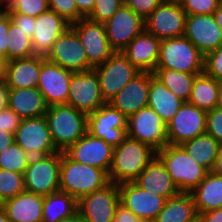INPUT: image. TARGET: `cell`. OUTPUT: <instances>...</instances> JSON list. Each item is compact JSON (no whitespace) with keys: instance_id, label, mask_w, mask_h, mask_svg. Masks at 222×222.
<instances>
[{"instance_id":"cell-1","label":"cell","mask_w":222,"mask_h":222,"mask_svg":"<svg viewBox=\"0 0 222 222\" xmlns=\"http://www.w3.org/2000/svg\"><path fill=\"white\" fill-rule=\"evenodd\" d=\"M156 156L157 151L151 146L127 136L114 148L108 172L110 182L115 184L134 182Z\"/></svg>"},{"instance_id":"cell-2","label":"cell","mask_w":222,"mask_h":222,"mask_svg":"<svg viewBox=\"0 0 222 222\" xmlns=\"http://www.w3.org/2000/svg\"><path fill=\"white\" fill-rule=\"evenodd\" d=\"M44 116L52 141L59 152L66 151L87 133L88 114L68 104L48 106Z\"/></svg>"},{"instance_id":"cell-3","label":"cell","mask_w":222,"mask_h":222,"mask_svg":"<svg viewBox=\"0 0 222 222\" xmlns=\"http://www.w3.org/2000/svg\"><path fill=\"white\" fill-rule=\"evenodd\" d=\"M110 183L108 173L100 168L72 160L61 152L60 191L72 195L77 201Z\"/></svg>"},{"instance_id":"cell-4","label":"cell","mask_w":222,"mask_h":222,"mask_svg":"<svg viewBox=\"0 0 222 222\" xmlns=\"http://www.w3.org/2000/svg\"><path fill=\"white\" fill-rule=\"evenodd\" d=\"M157 157L166 166L180 192L193 191L208 173L180 145L167 144L157 151Z\"/></svg>"},{"instance_id":"cell-5","label":"cell","mask_w":222,"mask_h":222,"mask_svg":"<svg viewBox=\"0 0 222 222\" xmlns=\"http://www.w3.org/2000/svg\"><path fill=\"white\" fill-rule=\"evenodd\" d=\"M156 69L199 75L204 72V55L184 35L161 40Z\"/></svg>"},{"instance_id":"cell-6","label":"cell","mask_w":222,"mask_h":222,"mask_svg":"<svg viewBox=\"0 0 222 222\" xmlns=\"http://www.w3.org/2000/svg\"><path fill=\"white\" fill-rule=\"evenodd\" d=\"M61 152L31 157L24 172L25 191L46 196L60 191Z\"/></svg>"},{"instance_id":"cell-7","label":"cell","mask_w":222,"mask_h":222,"mask_svg":"<svg viewBox=\"0 0 222 222\" xmlns=\"http://www.w3.org/2000/svg\"><path fill=\"white\" fill-rule=\"evenodd\" d=\"M93 69L98 76L100 90L106 103L141 72L120 51Z\"/></svg>"},{"instance_id":"cell-8","label":"cell","mask_w":222,"mask_h":222,"mask_svg":"<svg viewBox=\"0 0 222 222\" xmlns=\"http://www.w3.org/2000/svg\"><path fill=\"white\" fill-rule=\"evenodd\" d=\"M119 204V184L110 182L105 187L81 197L77 201V212L86 222H113Z\"/></svg>"},{"instance_id":"cell-9","label":"cell","mask_w":222,"mask_h":222,"mask_svg":"<svg viewBox=\"0 0 222 222\" xmlns=\"http://www.w3.org/2000/svg\"><path fill=\"white\" fill-rule=\"evenodd\" d=\"M187 14L179 2L162 1L144 20L145 30L160 40L184 35Z\"/></svg>"},{"instance_id":"cell-10","label":"cell","mask_w":222,"mask_h":222,"mask_svg":"<svg viewBox=\"0 0 222 222\" xmlns=\"http://www.w3.org/2000/svg\"><path fill=\"white\" fill-rule=\"evenodd\" d=\"M128 118L109 103L88 114L87 132L113 148L127 137Z\"/></svg>"},{"instance_id":"cell-11","label":"cell","mask_w":222,"mask_h":222,"mask_svg":"<svg viewBox=\"0 0 222 222\" xmlns=\"http://www.w3.org/2000/svg\"><path fill=\"white\" fill-rule=\"evenodd\" d=\"M127 136L151 146L155 151L168 144L166 124L148 106L128 117Z\"/></svg>"},{"instance_id":"cell-12","label":"cell","mask_w":222,"mask_h":222,"mask_svg":"<svg viewBox=\"0 0 222 222\" xmlns=\"http://www.w3.org/2000/svg\"><path fill=\"white\" fill-rule=\"evenodd\" d=\"M14 139L15 143L31 157L47 156L59 152L52 141L45 116L21 119Z\"/></svg>"},{"instance_id":"cell-13","label":"cell","mask_w":222,"mask_h":222,"mask_svg":"<svg viewBox=\"0 0 222 222\" xmlns=\"http://www.w3.org/2000/svg\"><path fill=\"white\" fill-rule=\"evenodd\" d=\"M67 104L86 114L106 104L94 69L72 74Z\"/></svg>"},{"instance_id":"cell-14","label":"cell","mask_w":222,"mask_h":222,"mask_svg":"<svg viewBox=\"0 0 222 222\" xmlns=\"http://www.w3.org/2000/svg\"><path fill=\"white\" fill-rule=\"evenodd\" d=\"M71 27L78 35L93 68L103 64L115 53L107 39L104 23L81 18L71 24Z\"/></svg>"},{"instance_id":"cell-15","label":"cell","mask_w":222,"mask_h":222,"mask_svg":"<svg viewBox=\"0 0 222 222\" xmlns=\"http://www.w3.org/2000/svg\"><path fill=\"white\" fill-rule=\"evenodd\" d=\"M45 58L74 73L93 69L78 35L72 27L58 37Z\"/></svg>"},{"instance_id":"cell-16","label":"cell","mask_w":222,"mask_h":222,"mask_svg":"<svg viewBox=\"0 0 222 222\" xmlns=\"http://www.w3.org/2000/svg\"><path fill=\"white\" fill-rule=\"evenodd\" d=\"M206 115L207 111L184 102L166 125L168 144L181 145L187 140L205 134Z\"/></svg>"},{"instance_id":"cell-17","label":"cell","mask_w":222,"mask_h":222,"mask_svg":"<svg viewBox=\"0 0 222 222\" xmlns=\"http://www.w3.org/2000/svg\"><path fill=\"white\" fill-rule=\"evenodd\" d=\"M107 39L115 52L122 51L144 29V19L128 6L122 5L104 22Z\"/></svg>"},{"instance_id":"cell-18","label":"cell","mask_w":222,"mask_h":222,"mask_svg":"<svg viewBox=\"0 0 222 222\" xmlns=\"http://www.w3.org/2000/svg\"><path fill=\"white\" fill-rule=\"evenodd\" d=\"M120 204L131 210L144 222H153L163 209L166 198L146 191L134 182L119 184Z\"/></svg>"},{"instance_id":"cell-19","label":"cell","mask_w":222,"mask_h":222,"mask_svg":"<svg viewBox=\"0 0 222 222\" xmlns=\"http://www.w3.org/2000/svg\"><path fill=\"white\" fill-rule=\"evenodd\" d=\"M64 152L76 162L100 168L108 173L114 148L103 139L87 132Z\"/></svg>"},{"instance_id":"cell-20","label":"cell","mask_w":222,"mask_h":222,"mask_svg":"<svg viewBox=\"0 0 222 222\" xmlns=\"http://www.w3.org/2000/svg\"><path fill=\"white\" fill-rule=\"evenodd\" d=\"M74 72L44 58L41 61L38 89L48 106L68 103L69 85Z\"/></svg>"},{"instance_id":"cell-21","label":"cell","mask_w":222,"mask_h":222,"mask_svg":"<svg viewBox=\"0 0 222 222\" xmlns=\"http://www.w3.org/2000/svg\"><path fill=\"white\" fill-rule=\"evenodd\" d=\"M184 36L205 55L222 46V31L213 15H187Z\"/></svg>"},{"instance_id":"cell-22","label":"cell","mask_w":222,"mask_h":222,"mask_svg":"<svg viewBox=\"0 0 222 222\" xmlns=\"http://www.w3.org/2000/svg\"><path fill=\"white\" fill-rule=\"evenodd\" d=\"M153 76L152 72H140L108 103L127 118L147 107L150 80Z\"/></svg>"},{"instance_id":"cell-23","label":"cell","mask_w":222,"mask_h":222,"mask_svg":"<svg viewBox=\"0 0 222 222\" xmlns=\"http://www.w3.org/2000/svg\"><path fill=\"white\" fill-rule=\"evenodd\" d=\"M71 27L64 18L53 10H48L35 18L32 39L36 55L46 56L58 37Z\"/></svg>"},{"instance_id":"cell-24","label":"cell","mask_w":222,"mask_h":222,"mask_svg":"<svg viewBox=\"0 0 222 222\" xmlns=\"http://www.w3.org/2000/svg\"><path fill=\"white\" fill-rule=\"evenodd\" d=\"M161 40L145 29L121 52L141 72H154L157 66Z\"/></svg>"},{"instance_id":"cell-25","label":"cell","mask_w":222,"mask_h":222,"mask_svg":"<svg viewBox=\"0 0 222 222\" xmlns=\"http://www.w3.org/2000/svg\"><path fill=\"white\" fill-rule=\"evenodd\" d=\"M43 55L13 59L5 63L3 79L9 89L38 87Z\"/></svg>"},{"instance_id":"cell-26","label":"cell","mask_w":222,"mask_h":222,"mask_svg":"<svg viewBox=\"0 0 222 222\" xmlns=\"http://www.w3.org/2000/svg\"><path fill=\"white\" fill-rule=\"evenodd\" d=\"M134 183L143 190L151 191L166 199L180 193V190L171 179L166 166L157 156L140 173Z\"/></svg>"},{"instance_id":"cell-27","label":"cell","mask_w":222,"mask_h":222,"mask_svg":"<svg viewBox=\"0 0 222 222\" xmlns=\"http://www.w3.org/2000/svg\"><path fill=\"white\" fill-rule=\"evenodd\" d=\"M44 196L24 191L3 202L10 222H42Z\"/></svg>"},{"instance_id":"cell-28","label":"cell","mask_w":222,"mask_h":222,"mask_svg":"<svg viewBox=\"0 0 222 222\" xmlns=\"http://www.w3.org/2000/svg\"><path fill=\"white\" fill-rule=\"evenodd\" d=\"M8 107L21 119L44 116L48 105L37 87L9 89Z\"/></svg>"},{"instance_id":"cell-29","label":"cell","mask_w":222,"mask_h":222,"mask_svg":"<svg viewBox=\"0 0 222 222\" xmlns=\"http://www.w3.org/2000/svg\"><path fill=\"white\" fill-rule=\"evenodd\" d=\"M184 103L154 76L150 80L148 107L153 109L167 125Z\"/></svg>"},{"instance_id":"cell-30","label":"cell","mask_w":222,"mask_h":222,"mask_svg":"<svg viewBox=\"0 0 222 222\" xmlns=\"http://www.w3.org/2000/svg\"><path fill=\"white\" fill-rule=\"evenodd\" d=\"M191 193L198 214L222 207V176L209 171Z\"/></svg>"},{"instance_id":"cell-31","label":"cell","mask_w":222,"mask_h":222,"mask_svg":"<svg viewBox=\"0 0 222 222\" xmlns=\"http://www.w3.org/2000/svg\"><path fill=\"white\" fill-rule=\"evenodd\" d=\"M198 215L191 192H180L166 200L153 222H187Z\"/></svg>"},{"instance_id":"cell-32","label":"cell","mask_w":222,"mask_h":222,"mask_svg":"<svg viewBox=\"0 0 222 222\" xmlns=\"http://www.w3.org/2000/svg\"><path fill=\"white\" fill-rule=\"evenodd\" d=\"M220 143L208 134H202L183 142L180 146L208 172L218 156Z\"/></svg>"},{"instance_id":"cell-33","label":"cell","mask_w":222,"mask_h":222,"mask_svg":"<svg viewBox=\"0 0 222 222\" xmlns=\"http://www.w3.org/2000/svg\"><path fill=\"white\" fill-rule=\"evenodd\" d=\"M219 87V81L203 72L195 77L188 102L205 111L212 110L217 107Z\"/></svg>"},{"instance_id":"cell-34","label":"cell","mask_w":222,"mask_h":222,"mask_svg":"<svg viewBox=\"0 0 222 222\" xmlns=\"http://www.w3.org/2000/svg\"><path fill=\"white\" fill-rule=\"evenodd\" d=\"M77 212V200L68 193L58 191L44 196L42 222H59Z\"/></svg>"},{"instance_id":"cell-35","label":"cell","mask_w":222,"mask_h":222,"mask_svg":"<svg viewBox=\"0 0 222 222\" xmlns=\"http://www.w3.org/2000/svg\"><path fill=\"white\" fill-rule=\"evenodd\" d=\"M154 77L184 102H188L196 74L170 69H155Z\"/></svg>"},{"instance_id":"cell-36","label":"cell","mask_w":222,"mask_h":222,"mask_svg":"<svg viewBox=\"0 0 222 222\" xmlns=\"http://www.w3.org/2000/svg\"><path fill=\"white\" fill-rule=\"evenodd\" d=\"M34 55L36 54L33 51L32 39L11 21L7 38V62Z\"/></svg>"},{"instance_id":"cell-37","label":"cell","mask_w":222,"mask_h":222,"mask_svg":"<svg viewBox=\"0 0 222 222\" xmlns=\"http://www.w3.org/2000/svg\"><path fill=\"white\" fill-rule=\"evenodd\" d=\"M30 159L31 156L14 142L0 153V169L24 174Z\"/></svg>"},{"instance_id":"cell-38","label":"cell","mask_w":222,"mask_h":222,"mask_svg":"<svg viewBox=\"0 0 222 222\" xmlns=\"http://www.w3.org/2000/svg\"><path fill=\"white\" fill-rule=\"evenodd\" d=\"M24 191V174L0 169V199L3 202Z\"/></svg>"},{"instance_id":"cell-39","label":"cell","mask_w":222,"mask_h":222,"mask_svg":"<svg viewBox=\"0 0 222 222\" xmlns=\"http://www.w3.org/2000/svg\"><path fill=\"white\" fill-rule=\"evenodd\" d=\"M49 10L48 0H15L9 14H24L33 18Z\"/></svg>"},{"instance_id":"cell-40","label":"cell","mask_w":222,"mask_h":222,"mask_svg":"<svg viewBox=\"0 0 222 222\" xmlns=\"http://www.w3.org/2000/svg\"><path fill=\"white\" fill-rule=\"evenodd\" d=\"M122 0H95L88 19L104 23L122 6Z\"/></svg>"},{"instance_id":"cell-41","label":"cell","mask_w":222,"mask_h":222,"mask_svg":"<svg viewBox=\"0 0 222 222\" xmlns=\"http://www.w3.org/2000/svg\"><path fill=\"white\" fill-rule=\"evenodd\" d=\"M204 73L222 83V46L204 55Z\"/></svg>"},{"instance_id":"cell-42","label":"cell","mask_w":222,"mask_h":222,"mask_svg":"<svg viewBox=\"0 0 222 222\" xmlns=\"http://www.w3.org/2000/svg\"><path fill=\"white\" fill-rule=\"evenodd\" d=\"M49 9L56 12L68 23L73 24L78 21V9L75 0H48Z\"/></svg>"},{"instance_id":"cell-43","label":"cell","mask_w":222,"mask_h":222,"mask_svg":"<svg viewBox=\"0 0 222 222\" xmlns=\"http://www.w3.org/2000/svg\"><path fill=\"white\" fill-rule=\"evenodd\" d=\"M180 4L187 15H210L220 5L219 0H181Z\"/></svg>"},{"instance_id":"cell-44","label":"cell","mask_w":222,"mask_h":222,"mask_svg":"<svg viewBox=\"0 0 222 222\" xmlns=\"http://www.w3.org/2000/svg\"><path fill=\"white\" fill-rule=\"evenodd\" d=\"M205 133L222 144V109L215 107L207 111Z\"/></svg>"},{"instance_id":"cell-45","label":"cell","mask_w":222,"mask_h":222,"mask_svg":"<svg viewBox=\"0 0 222 222\" xmlns=\"http://www.w3.org/2000/svg\"><path fill=\"white\" fill-rule=\"evenodd\" d=\"M162 1L163 0H122V4L131 8L145 20Z\"/></svg>"},{"instance_id":"cell-46","label":"cell","mask_w":222,"mask_h":222,"mask_svg":"<svg viewBox=\"0 0 222 222\" xmlns=\"http://www.w3.org/2000/svg\"><path fill=\"white\" fill-rule=\"evenodd\" d=\"M11 17L8 10H0V57L3 58L4 62H7V38L8 29L11 22Z\"/></svg>"},{"instance_id":"cell-47","label":"cell","mask_w":222,"mask_h":222,"mask_svg":"<svg viewBox=\"0 0 222 222\" xmlns=\"http://www.w3.org/2000/svg\"><path fill=\"white\" fill-rule=\"evenodd\" d=\"M21 118L9 107L0 110V128L15 134Z\"/></svg>"},{"instance_id":"cell-48","label":"cell","mask_w":222,"mask_h":222,"mask_svg":"<svg viewBox=\"0 0 222 222\" xmlns=\"http://www.w3.org/2000/svg\"><path fill=\"white\" fill-rule=\"evenodd\" d=\"M13 23L23 30L30 38L33 37L35 18L24 14H9Z\"/></svg>"},{"instance_id":"cell-49","label":"cell","mask_w":222,"mask_h":222,"mask_svg":"<svg viewBox=\"0 0 222 222\" xmlns=\"http://www.w3.org/2000/svg\"><path fill=\"white\" fill-rule=\"evenodd\" d=\"M113 222H144L136 216L131 210L125 208L122 204L116 209Z\"/></svg>"},{"instance_id":"cell-50","label":"cell","mask_w":222,"mask_h":222,"mask_svg":"<svg viewBox=\"0 0 222 222\" xmlns=\"http://www.w3.org/2000/svg\"><path fill=\"white\" fill-rule=\"evenodd\" d=\"M78 9V21L87 18L94 8L95 0H75Z\"/></svg>"},{"instance_id":"cell-51","label":"cell","mask_w":222,"mask_h":222,"mask_svg":"<svg viewBox=\"0 0 222 222\" xmlns=\"http://www.w3.org/2000/svg\"><path fill=\"white\" fill-rule=\"evenodd\" d=\"M15 142L14 134L0 128V153Z\"/></svg>"},{"instance_id":"cell-52","label":"cell","mask_w":222,"mask_h":222,"mask_svg":"<svg viewBox=\"0 0 222 222\" xmlns=\"http://www.w3.org/2000/svg\"><path fill=\"white\" fill-rule=\"evenodd\" d=\"M204 222H222V207L201 213Z\"/></svg>"},{"instance_id":"cell-53","label":"cell","mask_w":222,"mask_h":222,"mask_svg":"<svg viewBox=\"0 0 222 222\" xmlns=\"http://www.w3.org/2000/svg\"><path fill=\"white\" fill-rule=\"evenodd\" d=\"M9 88L3 78H0V110L8 107Z\"/></svg>"},{"instance_id":"cell-54","label":"cell","mask_w":222,"mask_h":222,"mask_svg":"<svg viewBox=\"0 0 222 222\" xmlns=\"http://www.w3.org/2000/svg\"><path fill=\"white\" fill-rule=\"evenodd\" d=\"M211 172L222 176V144L220 145L219 153Z\"/></svg>"},{"instance_id":"cell-55","label":"cell","mask_w":222,"mask_h":222,"mask_svg":"<svg viewBox=\"0 0 222 222\" xmlns=\"http://www.w3.org/2000/svg\"><path fill=\"white\" fill-rule=\"evenodd\" d=\"M212 15H213L215 22L217 23V25L219 26V28L222 31V6L219 5L218 8L213 12Z\"/></svg>"},{"instance_id":"cell-56","label":"cell","mask_w":222,"mask_h":222,"mask_svg":"<svg viewBox=\"0 0 222 222\" xmlns=\"http://www.w3.org/2000/svg\"><path fill=\"white\" fill-rule=\"evenodd\" d=\"M59 222H86V221L78 212H76L73 216L66 219H62Z\"/></svg>"},{"instance_id":"cell-57","label":"cell","mask_w":222,"mask_h":222,"mask_svg":"<svg viewBox=\"0 0 222 222\" xmlns=\"http://www.w3.org/2000/svg\"><path fill=\"white\" fill-rule=\"evenodd\" d=\"M1 9L9 10L14 4L15 0H0Z\"/></svg>"},{"instance_id":"cell-58","label":"cell","mask_w":222,"mask_h":222,"mask_svg":"<svg viewBox=\"0 0 222 222\" xmlns=\"http://www.w3.org/2000/svg\"><path fill=\"white\" fill-rule=\"evenodd\" d=\"M0 222H10L4 207L0 208Z\"/></svg>"},{"instance_id":"cell-59","label":"cell","mask_w":222,"mask_h":222,"mask_svg":"<svg viewBox=\"0 0 222 222\" xmlns=\"http://www.w3.org/2000/svg\"><path fill=\"white\" fill-rule=\"evenodd\" d=\"M217 107L222 109V83H220L219 87Z\"/></svg>"},{"instance_id":"cell-60","label":"cell","mask_w":222,"mask_h":222,"mask_svg":"<svg viewBox=\"0 0 222 222\" xmlns=\"http://www.w3.org/2000/svg\"><path fill=\"white\" fill-rule=\"evenodd\" d=\"M4 65H5V62L3 58L0 57V78H2L4 74Z\"/></svg>"},{"instance_id":"cell-61","label":"cell","mask_w":222,"mask_h":222,"mask_svg":"<svg viewBox=\"0 0 222 222\" xmlns=\"http://www.w3.org/2000/svg\"><path fill=\"white\" fill-rule=\"evenodd\" d=\"M187 222H204V221H203V217L201 216V214H198L194 218H192L191 220H189Z\"/></svg>"},{"instance_id":"cell-62","label":"cell","mask_w":222,"mask_h":222,"mask_svg":"<svg viewBox=\"0 0 222 222\" xmlns=\"http://www.w3.org/2000/svg\"><path fill=\"white\" fill-rule=\"evenodd\" d=\"M163 1H170V2H181V0H163Z\"/></svg>"},{"instance_id":"cell-63","label":"cell","mask_w":222,"mask_h":222,"mask_svg":"<svg viewBox=\"0 0 222 222\" xmlns=\"http://www.w3.org/2000/svg\"><path fill=\"white\" fill-rule=\"evenodd\" d=\"M3 207V201L0 199V208Z\"/></svg>"}]
</instances>
